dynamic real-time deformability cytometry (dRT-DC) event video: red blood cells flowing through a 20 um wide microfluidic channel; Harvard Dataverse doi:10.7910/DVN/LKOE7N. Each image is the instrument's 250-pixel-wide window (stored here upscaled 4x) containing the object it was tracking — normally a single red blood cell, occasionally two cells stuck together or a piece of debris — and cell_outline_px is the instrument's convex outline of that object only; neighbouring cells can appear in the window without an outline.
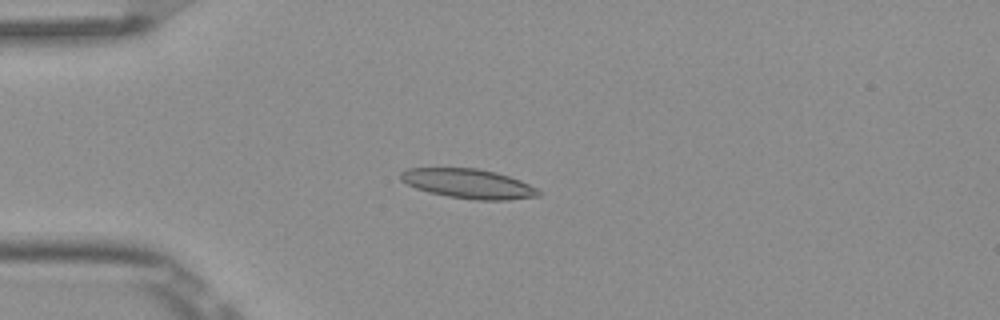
{"species": "Egyptian fruit bat (a non-hibernating species)", "species_latin": "Rousettus aegyptiacus", "temperature_condition": "room temperature", "stored_images_in_passage": 7, "camera_frame_rate_fps": 3000, "um_per_image_px": 0.085, "frame": {"image": 1, "passage_image": 4, "time_ms": 1.0, "image_size_px": [1000, 320], "cell_outline_px": [[540, 196], [508, 200], [476, 200], [448, 196], [428, 192], [416, 188], [400, 180], [400, 172], [408, 168], [476, 168], [496, 172], [520, 180], [536, 188], [540, 192]], "centroid_in_image_um": [39.8, 15.61], "position_along_channel_um": 45.2, "area_um2": 23.64}}
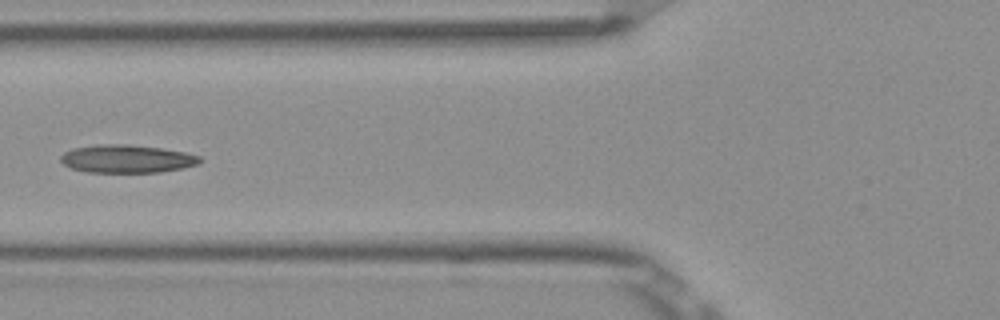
{"frame": {"image": 2, "passage_image": 6, "time_ms": 1.667, "image_size_px": [1000, 320], "cell_outline_px": [[200, 164], [184, 168], [160, 172], [88, 172], [72, 168], [64, 164], [60, 160], [60, 156], [64, 152], [72, 148], [96, 144], [128, 144], [160, 148], [184, 152], [200, 156]], "centroid_in_image_um": [10.78, 13.49], "position_along_channel_um": 115.0, "area_um2": 22.77}}
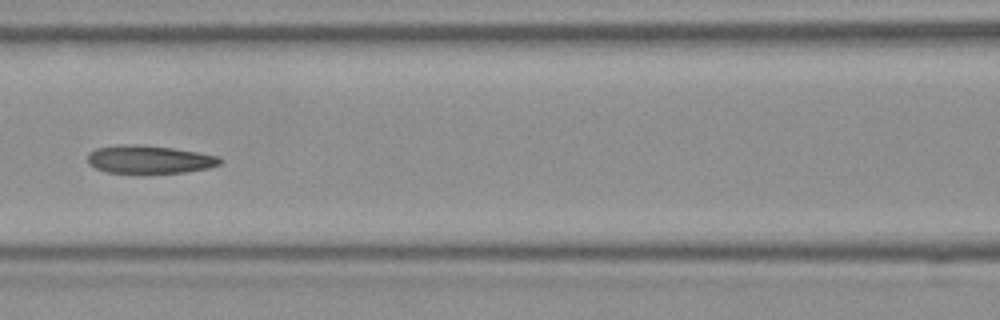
{"frame": {"image": 3, "passage_image": 7, "time_ms": 2.0, "image_size_px": [1000, 320], "cell_outline_px": [[224, 160], [220, 164], [208, 168], [188, 172], [140, 176], [108, 172], [96, 168], [88, 164], [88, 152], [96, 148], [120, 144], [144, 144], [172, 148], [220, 156]], "centroid_in_image_um": [12.68, 13.59], "position_along_channel_um": 153.9, "area_um2": 22.77}}